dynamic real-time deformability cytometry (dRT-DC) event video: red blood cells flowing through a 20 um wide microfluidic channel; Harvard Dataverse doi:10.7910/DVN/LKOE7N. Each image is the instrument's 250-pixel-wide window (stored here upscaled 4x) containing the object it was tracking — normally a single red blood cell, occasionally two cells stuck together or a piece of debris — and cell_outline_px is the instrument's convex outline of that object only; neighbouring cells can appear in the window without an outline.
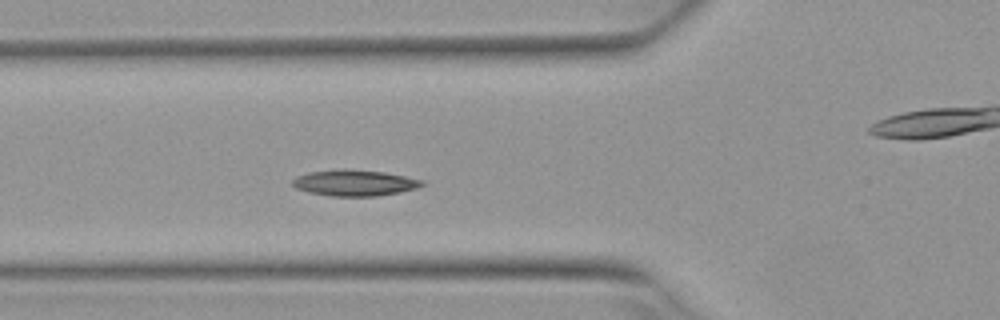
{"species": "Egyptian fruit bat (a non-hibernating species)", "species_latin": "Rousettus aegyptiacus", "temperature_condition": "warm", "stored_images_in_passage": 5, "segment_of_instrument_passage": [1, 2], "camera_frame_rate_fps": 3000, "um_per_image_px": 0.085, "animal": {"sex": "female"}, "frame": {"image": 1, "passage_image": 4, "time_ms": 1.0, "image_size_px": [1000, 320], "cell_outline_px": [[424, 184], [416, 188], [400, 192], [376, 196], [332, 196], [308, 192], [296, 188], [292, 184], [292, 180], [296, 176], [308, 172], [336, 168], [348, 168], [384, 172], [424, 180]], "centroid_in_image_um": [30.1, 15.52], "position_along_channel_um": 95.7, "area_um2": 19.88}}